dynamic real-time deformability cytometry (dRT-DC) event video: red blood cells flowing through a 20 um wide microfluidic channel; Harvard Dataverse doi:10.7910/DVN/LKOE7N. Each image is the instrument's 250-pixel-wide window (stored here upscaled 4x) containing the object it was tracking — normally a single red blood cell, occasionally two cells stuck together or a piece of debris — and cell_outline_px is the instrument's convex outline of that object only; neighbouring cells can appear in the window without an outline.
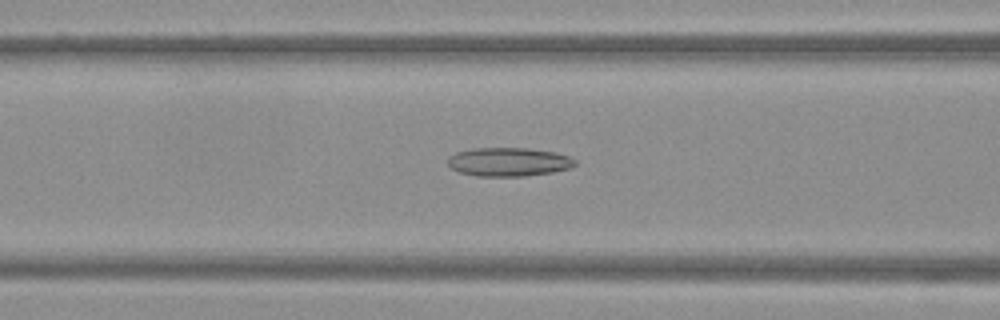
{"species": "Egyptian fruit bat (a non-hibernating species)", "species_latin": "Rousettus aegyptiacus", "temperature_condition": "warm", "stored_images_in_passage": 48, "camera_frame_rate_fps": 3000, "um_per_image_px": 0.085, "frame": {"image": 1, "passage_image": 19, "time_ms": 6.0, "image_size_px": [1000, 320], "cell_outline_px": [[576, 164], [572, 168], [552, 172], [524, 176], [476, 176], [460, 172], [452, 168], [448, 164], [448, 156], [456, 152], [472, 148], [528, 148], [556, 152], [568, 156], [576, 160]], "centroid_in_image_um": [43.25, 13.75], "position_along_channel_um": 123.4, "area_um2": 21.39}}
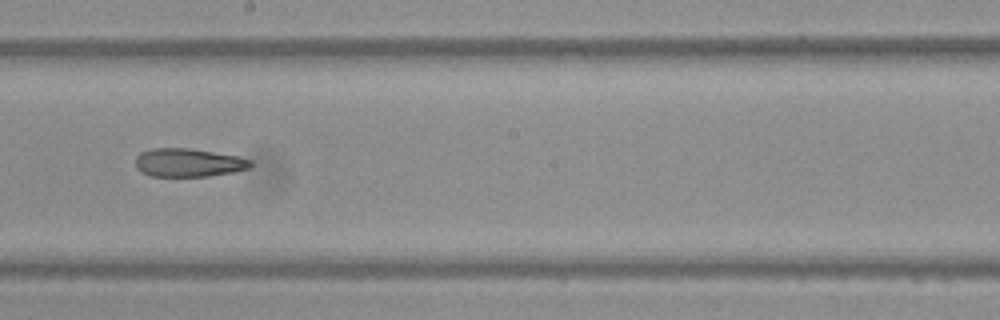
{"frame": {"image": 2, "passage_image": 27, "time_ms": 8.667, "image_size_px": [1000, 320], "cell_outline_px": [[252, 164], [248, 168], [232, 172], [208, 176], [152, 176], [140, 172], [136, 168], [136, 156], [140, 152], [152, 148], [188, 148], [240, 156], [252, 160]], "centroid_in_image_um": [16.0, 13.82], "position_along_channel_um": 232.2, "area_um2": 19.07}}
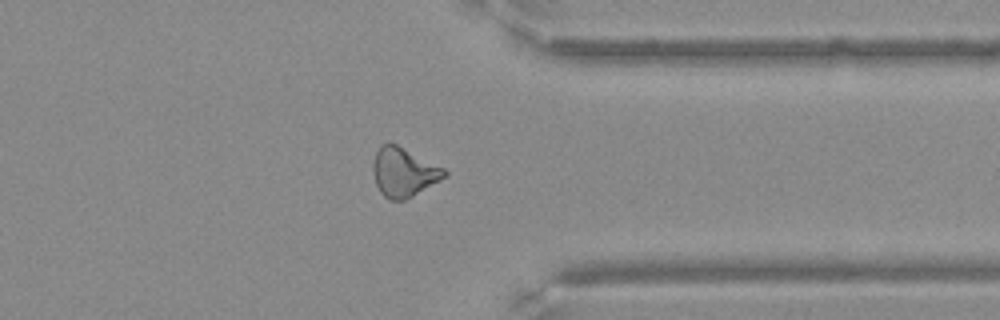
{"frame": {"image": 3, "passage_image": 38, "time_ms": 12.333, "image_size_px": [1000, 320], "cell_outline_px": [[448, 176], [412, 196], [404, 200], [392, 200], [384, 196], [380, 192], [376, 184], [372, 172], [372, 164], [376, 152], [380, 144], [388, 140], [444, 168], [448, 172]], "centroid_in_image_um": [34.29, 14.61], "position_along_channel_um": 377.1, "area_um2": 20.52}}